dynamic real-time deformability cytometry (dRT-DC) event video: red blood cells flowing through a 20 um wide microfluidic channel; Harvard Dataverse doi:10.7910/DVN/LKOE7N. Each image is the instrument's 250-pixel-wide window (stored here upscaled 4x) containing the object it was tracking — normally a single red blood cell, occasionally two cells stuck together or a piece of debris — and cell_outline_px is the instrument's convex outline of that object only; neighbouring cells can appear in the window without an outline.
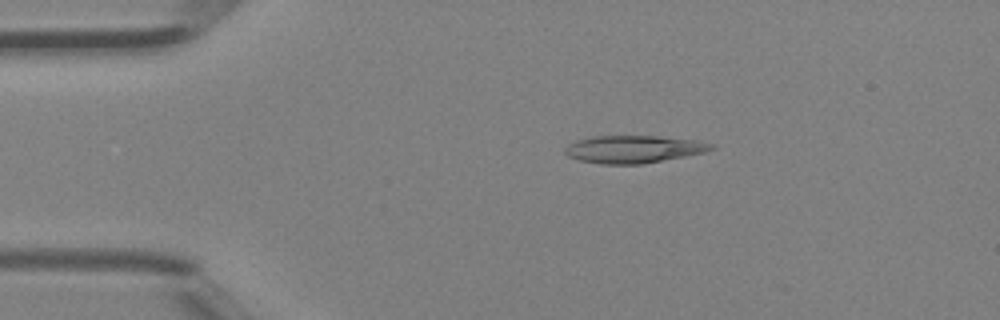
{"species": "Egyptian fruit bat (a non-hibernating species)", "species_latin": "Rousettus aegyptiacus", "temperature_condition": "room temperature", "stored_images_in_passage": 4, "camera_frame_rate_fps": 3000, "um_per_image_px": 0.085, "animal": {"sex": "female"}, "frame": {"image": 1, "passage_image": 2, "time_ms": 0.333, "image_size_px": [1000, 320], "cell_outline_px": [[716, 148], [704, 152], [644, 164], [600, 164], [580, 160], [568, 156], [564, 152], [564, 148], [568, 144], [576, 140], [592, 136], [660, 136], [700, 140], [716, 144]], "centroid_in_image_um": [53.88, 12.67], "position_along_channel_um": 31.1, "area_um2": 23.7}}
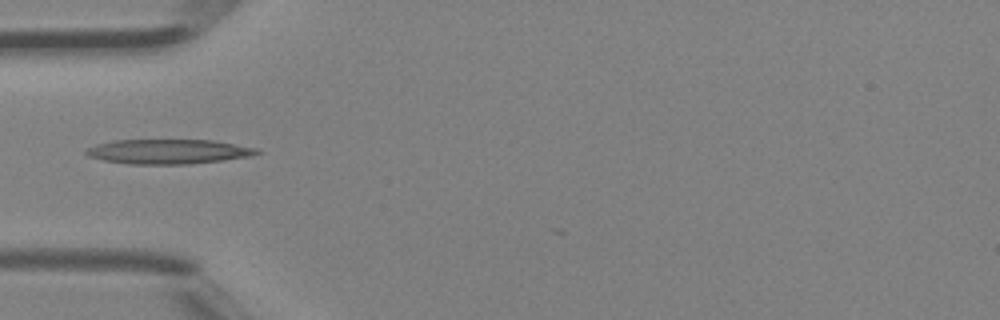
{"frame": {"image": 2, "passage_image": 4, "time_ms": 1.0, "image_size_px": [1000, 320], "cell_outline_px": [[264, 152], [252, 156], [224, 160], [188, 164], [128, 164], [104, 160], [88, 156], [84, 152], [88, 148], [96, 144], [116, 140], [212, 140], [260, 148]], "centroid_in_image_um": [14.38, 12.88], "position_along_channel_um": 70.6, "area_um2": 24.68}}